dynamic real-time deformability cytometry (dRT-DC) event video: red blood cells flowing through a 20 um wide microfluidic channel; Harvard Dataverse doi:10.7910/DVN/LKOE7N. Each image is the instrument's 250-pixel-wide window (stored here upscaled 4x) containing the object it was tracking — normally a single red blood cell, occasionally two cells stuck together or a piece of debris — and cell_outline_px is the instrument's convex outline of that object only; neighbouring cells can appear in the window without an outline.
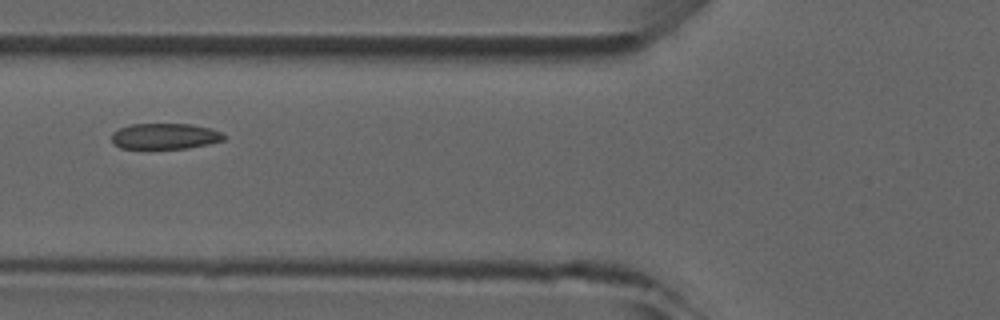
{"species": "common noctule bat (a hibernating species)", "species_latin": "Nyctalus noctula", "temperature_condition": "room temperature", "stored_images_in_passage": 3, "camera_frame_rate_fps": 3000, "um_per_image_px": 0.085, "animal": {"sex": "male", "forearm_length_mm": 52.5}, "frame": {"image": 1, "passage_image": 3, "time_ms": 2.333, "image_size_px": [1000, 320], "cell_outline_px": [[224, 140], [208, 144], [188, 148], [152, 152], [120, 148], [112, 144], [112, 132], [120, 128], [132, 124], [192, 124], [208, 128], [220, 132], [224, 136]], "centroid_in_image_um": [13.93, 11.64], "position_along_channel_um": 111.9, "area_um2": 17.74}}